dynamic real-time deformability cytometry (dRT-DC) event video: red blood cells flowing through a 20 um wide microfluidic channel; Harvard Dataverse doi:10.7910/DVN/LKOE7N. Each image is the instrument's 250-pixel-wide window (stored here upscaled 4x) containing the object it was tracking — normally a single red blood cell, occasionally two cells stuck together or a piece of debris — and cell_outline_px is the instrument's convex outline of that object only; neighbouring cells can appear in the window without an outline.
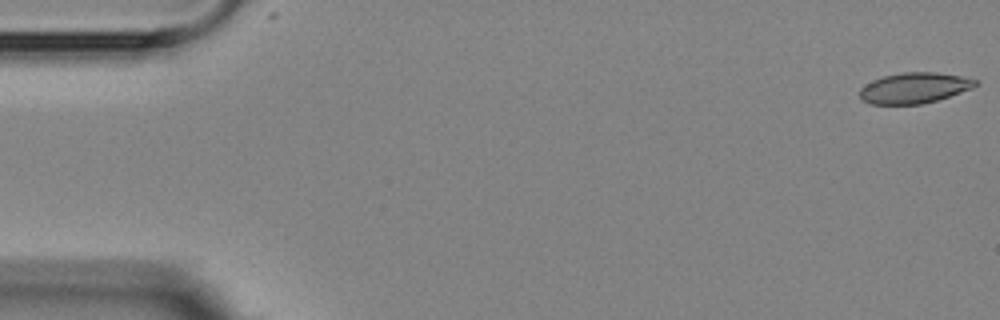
{"species": "Egyptian fruit bat (a non-hibernating species)", "species_latin": "Rousettus aegyptiacus", "temperature_condition": "room temperature", "stored_images_in_passage": 5, "camera_frame_rate_fps": 3000, "um_per_image_px": 0.085, "animal": {"sex": "female"}, "frame": {"image": 1, "passage_image": 1, "time_ms": 0.0, "image_size_px": [1000, 320], "cell_outline_px": [[980, 84], [972, 88], [936, 100], [920, 104], [868, 104], [860, 100], [860, 88], [864, 84], [872, 80], [884, 76], [904, 72], [936, 72], [960, 76], [976, 80]], "centroid_in_image_um": [77.67, 7.47], "position_along_channel_um": 7.3, "area_um2": 20.63}}
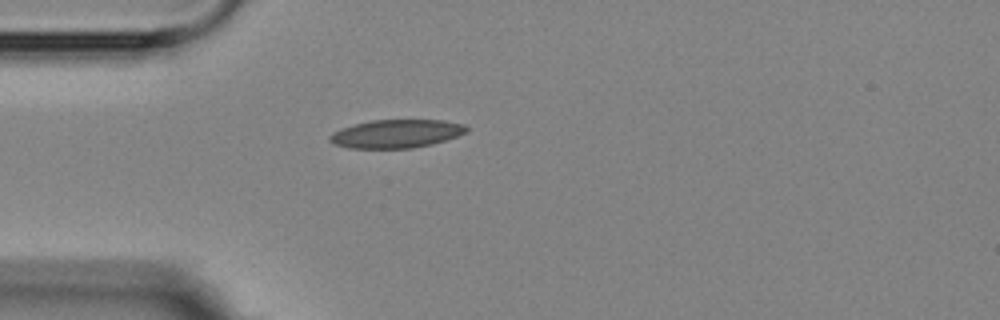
{"frame": {"image": 2, "passage_image": 5, "time_ms": 4.667, "image_size_px": [1000, 320], "cell_outline_px": [[468, 132], [432, 144], [412, 148], [348, 148], [332, 144], [328, 140], [328, 136], [332, 132], [356, 124], [372, 120], [444, 120], [464, 124], [468, 128]], "centroid_in_image_um": [33.67, 11.37], "position_along_channel_um": 51.3, "area_um2": 22.54}}